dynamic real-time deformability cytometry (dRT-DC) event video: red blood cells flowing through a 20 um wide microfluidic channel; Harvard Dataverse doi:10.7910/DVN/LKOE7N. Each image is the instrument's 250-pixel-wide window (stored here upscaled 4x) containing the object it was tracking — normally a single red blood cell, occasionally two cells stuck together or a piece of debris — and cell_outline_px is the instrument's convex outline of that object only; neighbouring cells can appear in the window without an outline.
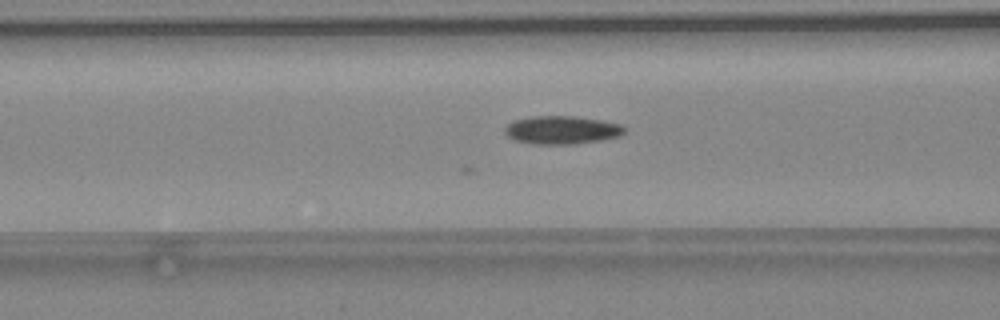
{"species": "common noctule bat (a hibernating species)", "species_latin": "Nyctalus noctula", "temperature_condition": "warm", "stored_images_in_passage": 34, "camera_frame_rate_fps": 3000, "um_per_image_px": 0.085, "animal": {"sex": "female", "body_mass_g": 24.6, "forearm_length_mm": 56.2}, "frame": {"image": 1, "passage_image": 7, "time_ms": 2.0, "image_size_px": [1000, 320], "cell_outline_px": [[624, 132], [620, 136], [600, 140], [572, 144], [532, 144], [516, 140], [508, 136], [504, 132], [504, 128], [512, 120], [528, 116], [576, 116], [600, 120], [620, 124], [624, 128]], "centroid_in_image_um": [47.71, 11.04], "position_along_channel_um": 118.9, "area_um2": 19.65}}
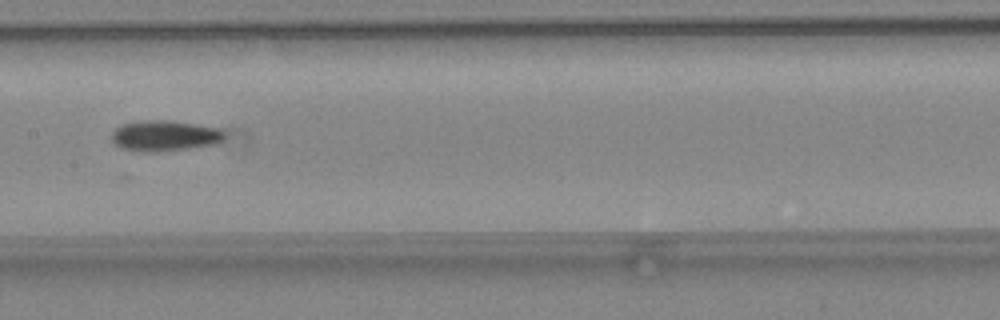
{"frame": {"image": 2, "passage_image": 12, "time_ms": 3.667, "image_size_px": [1000, 320], "cell_outline_px": [[224, 136], [216, 144], [188, 148], [156, 152], [144, 152], [120, 148], [112, 144], [112, 132], [120, 124], [140, 120], [172, 120], [220, 128], [224, 132]], "centroid_in_image_um": [13.94, 11.53], "position_along_channel_um": 193.5, "area_um2": 20.4}}
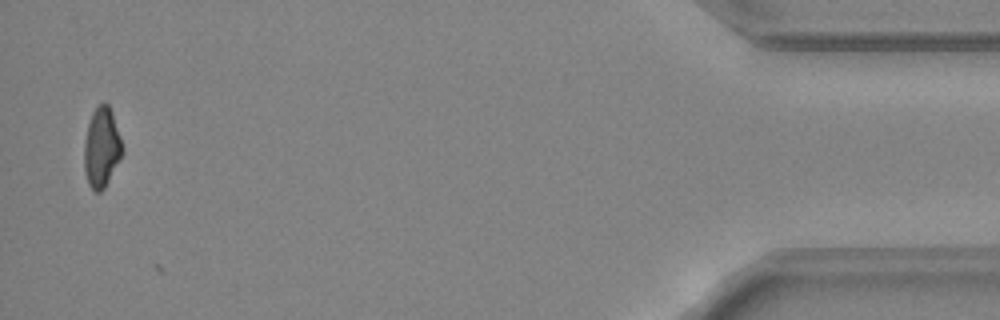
{"frame": {"image": 3, "passage_image": 33, "time_ms": 10.667, "image_size_px": [1000, 320], "cell_outline_px": [[124, 152], [104, 188], [100, 192], [96, 192], [88, 184], [84, 172], [84, 144], [88, 124], [92, 112], [96, 104], [104, 100], [108, 104], [112, 112], [124, 148]], "centroid_in_image_um": [8.64, 12.5], "position_along_channel_um": 426.6, "area_um2": 17.98}}